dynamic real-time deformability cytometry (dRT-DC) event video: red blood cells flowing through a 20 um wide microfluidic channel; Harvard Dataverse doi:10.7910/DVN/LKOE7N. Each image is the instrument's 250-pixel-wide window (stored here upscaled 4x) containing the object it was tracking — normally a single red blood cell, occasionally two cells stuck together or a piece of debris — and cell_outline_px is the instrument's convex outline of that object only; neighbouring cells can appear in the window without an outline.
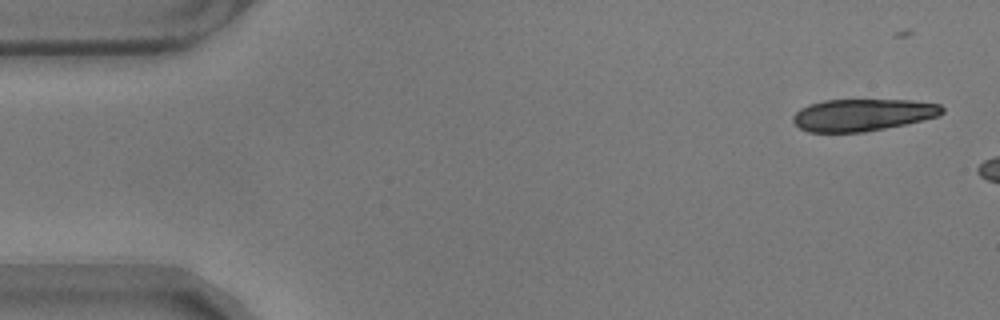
{"species": "common noctule bat (a hibernating species)", "species_latin": "Nyctalus noctula", "temperature_condition": "warm", "stored_images_in_passage": 6, "camera_frame_rate_fps": 3000, "um_per_image_px": 0.085, "animal": {"sex": "male", "body_mass_g": 17.9}, "frame": {"image": 1, "passage_image": 1, "time_ms": 0.0, "image_size_px": [1000, 320], "cell_outline_px": [[944, 112], [940, 116], [904, 124], [864, 132], [808, 132], [800, 128], [792, 120], [792, 116], [800, 108], [808, 104], [824, 100], [912, 100], [940, 104], [944, 108]], "centroid_in_image_um": [73.32, 9.76], "position_along_channel_um": 11.7, "area_um2": 27.92}}